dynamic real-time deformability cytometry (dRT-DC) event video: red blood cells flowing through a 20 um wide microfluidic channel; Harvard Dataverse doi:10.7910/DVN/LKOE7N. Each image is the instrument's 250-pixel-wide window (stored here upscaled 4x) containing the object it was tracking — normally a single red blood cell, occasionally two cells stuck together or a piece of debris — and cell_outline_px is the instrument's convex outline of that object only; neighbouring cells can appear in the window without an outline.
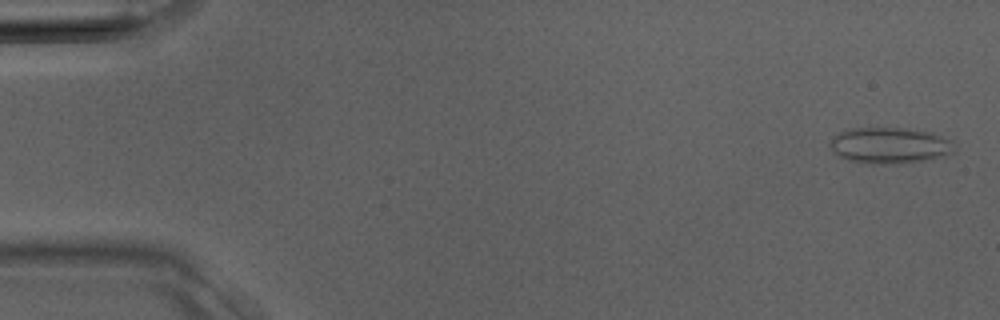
{"species": "Egyptian fruit bat (a non-hibernating species)", "species_latin": "Rousettus aegyptiacus", "temperature_condition": "room temperature", "stored_images_in_passage": 38, "camera_frame_rate_fps": 3000, "um_per_image_px": 0.085, "animal": {"sex": "male"}, "frame": {"image": 1, "passage_image": 2, "time_ms": 0.333, "image_size_px": [1000, 320], "cell_outline_px": [[952, 152], [944, 156], [924, 160], [896, 164], [872, 164], [848, 160], [840, 156], [828, 144], [840, 132], [848, 128], [904, 128], [932, 132], [948, 140]], "centroid_in_image_um": [75.57, 12.36], "position_along_channel_um": 9.4, "area_um2": 25.66}}
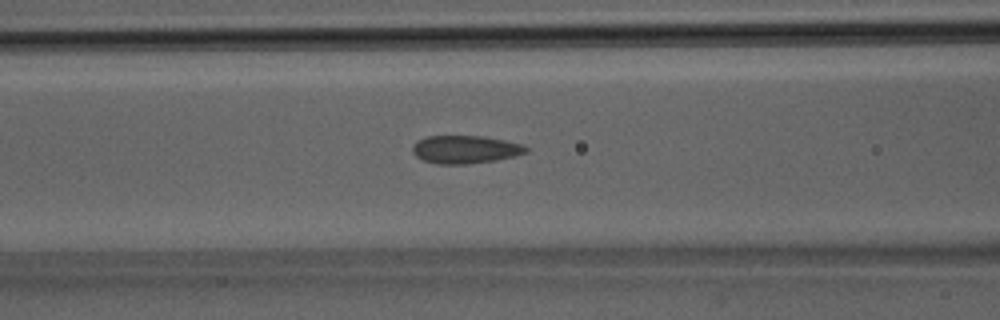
{"frame": {"image": 2, "passage_image": 16, "time_ms": 5.0, "image_size_px": [1000, 320], "cell_outline_px": [[528, 152], [496, 160], [468, 164], [436, 164], [424, 160], [416, 156], [412, 152], [412, 144], [416, 140], [424, 136], [484, 136], [524, 144], [528, 148]], "centroid_in_image_um": [39.51, 12.69], "position_along_channel_um": 127.1, "area_um2": 18.67}}
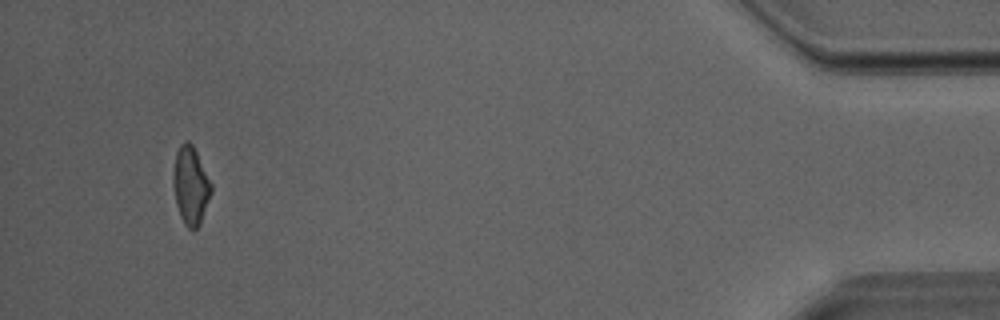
{"frame": {"image": 3, "passage_image": 36, "time_ms": 11.667, "image_size_px": [1000, 320], "cell_outline_px": [[212, 192], [200, 224], [192, 232], [184, 224], [180, 216], [176, 204], [172, 180], [172, 176], [176, 152], [180, 144], [184, 140], [188, 140], [192, 144], [212, 184]], "centroid_in_image_um": [16.19, 15.78], "position_along_channel_um": 419.0, "area_um2": 17.4}}